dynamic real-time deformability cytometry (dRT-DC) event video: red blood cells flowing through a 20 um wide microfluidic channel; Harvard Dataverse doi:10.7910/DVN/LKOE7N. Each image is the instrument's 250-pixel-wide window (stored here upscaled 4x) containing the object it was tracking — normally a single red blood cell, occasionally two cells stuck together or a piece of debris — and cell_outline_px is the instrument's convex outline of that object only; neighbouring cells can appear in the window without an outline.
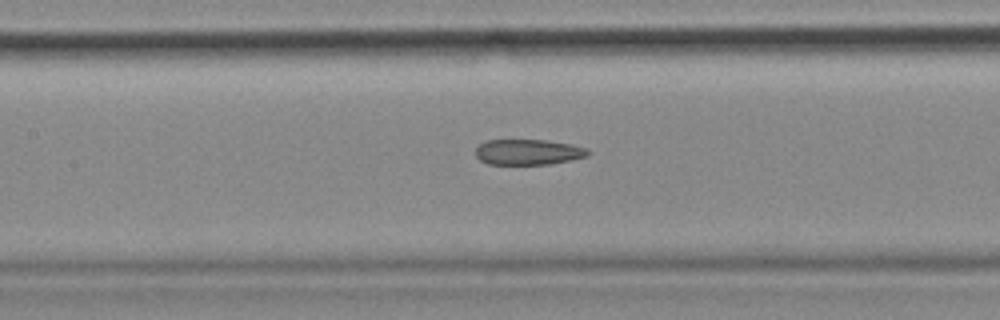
{"species": "common noctule bat (a hibernating species)", "species_latin": "Nyctalus noctula", "temperature_condition": "cold", "stored_images_in_passage": 54, "camera_frame_rate_fps": 3000, "um_per_image_px": 0.085, "animal": {"sex": "female", "body_mass_g": 18.4}, "frame": {"image": 1, "passage_image": 24, "time_ms": 7.667, "image_size_px": [1000, 320], "cell_outline_px": [[592, 152], [588, 156], [572, 160], [552, 164], [488, 164], [480, 160], [476, 156], [476, 148], [480, 144], [488, 140], [548, 140], [572, 144], [588, 148]], "centroid_in_image_um": [44.96, 12.92], "position_along_channel_um": 162.4, "area_um2": 16.94}, "authors_computed_cell_mechanics": {"area_um2": 18.8717, "velocity_mm_per_s": 3.675, "shape_relaxation_time_tau1_ms": null, "shape_relaxation_time_tau2_ms": 4.7552, "deformation_change_tau1": null, "deformation_change_tau2": 0.1382}}